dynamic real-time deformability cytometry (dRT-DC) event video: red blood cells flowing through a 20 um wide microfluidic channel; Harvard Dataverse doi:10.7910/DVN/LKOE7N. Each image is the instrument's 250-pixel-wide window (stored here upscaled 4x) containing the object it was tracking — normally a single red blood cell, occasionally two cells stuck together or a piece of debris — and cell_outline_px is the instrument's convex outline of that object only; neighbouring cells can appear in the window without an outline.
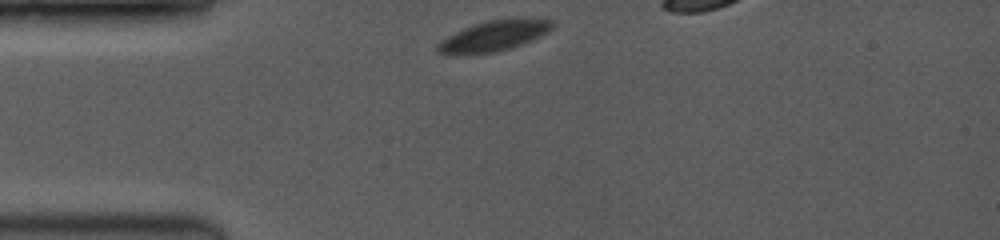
{"species": "common noctule bat (a hibernating species)", "species_latin": "Nyctalus noctula", "temperature_condition": "room temperature", "stored_images_in_passage": 7, "segment_of_instrument_passage": [1, 2], "camera_frame_rate_fps": 3500, "um_per_image_px": 0.085, "animal": {"sex": "female", "body_mass_g": 19.0, "forearm_length_mm": 53.3}, "frame": {"image": 1, "passage_image": 1, "time_ms": 0.0, "image_size_px": [1000, 240], "cell_outline_px": [[556, 24], [548, 32], [540, 36], [520, 44], [508, 48], [492, 52], [436, 52], [436, 44], [440, 40], [464, 28], [488, 20], [516, 16], [548, 16], [556, 20]], "centroid_in_image_um": [42.19, 2.93], "position_along_channel_um": 42.8, "area_um2": 20.52}}
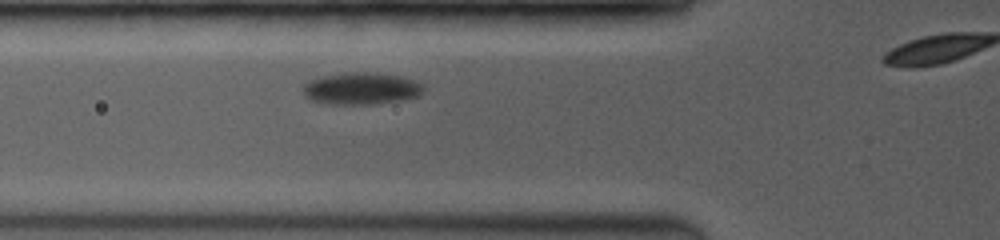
{"frame": {"image": 2, "passage_image": 4, "time_ms": 2.0, "image_size_px": [1000, 240], "cell_outline_px": [[424, 92], [420, 96], [404, 100], [376, 104], [328, 104], [312, 100], [304, 96], [304, 84], [308, 80], [324, 76], [348, 72], [376, 72], [400, 76], [424, 84]], "centroid_in_image_um": [30.75, 7.53], "position_along_channel_um": 95.0, "area_um2": 22.72}}
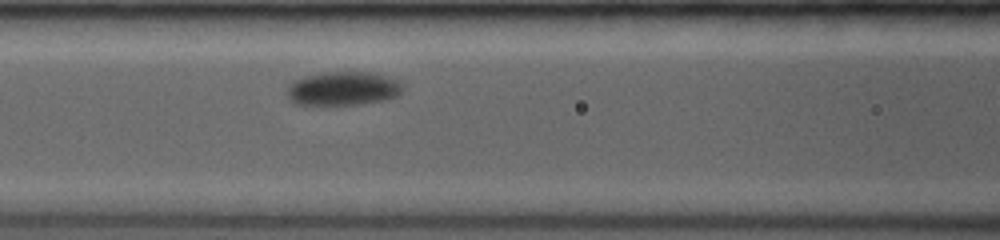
{"frame": {"image": 3, "passage_image": 6, "time_ms": 3.143, "image_size_px": [1000, 240], "cell_outline_px": [[404, 88], [396, 96], [384, 100], [360, 104], [292, 104], [288, 100], [288, 88], [292, 80], [304, 76], [328, 72], [368, 72], [388, 76], [396, 80]], "centroid_in_image_um": [29.13, 7.52], "position_along_channel_um": 137.5, "area_um2": 22.66}}